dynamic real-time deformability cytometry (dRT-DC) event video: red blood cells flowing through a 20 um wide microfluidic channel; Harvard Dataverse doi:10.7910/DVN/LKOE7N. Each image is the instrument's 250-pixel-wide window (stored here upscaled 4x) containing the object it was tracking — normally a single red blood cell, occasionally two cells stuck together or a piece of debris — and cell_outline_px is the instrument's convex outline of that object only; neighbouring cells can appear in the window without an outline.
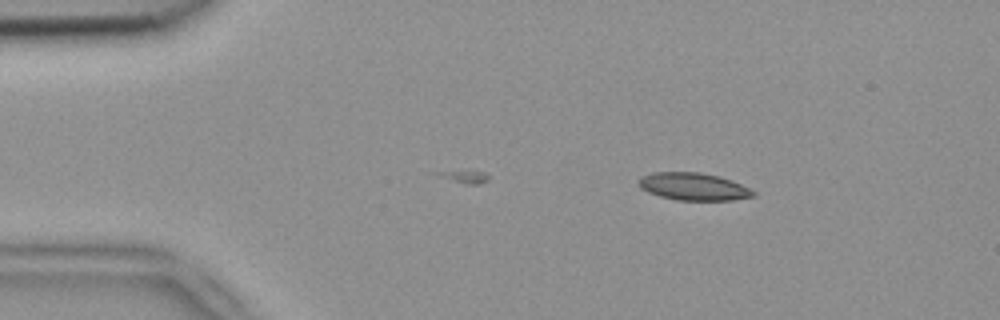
{"species": "common noctule bat (a hibernating species)", "species_latin": "Nyctalus noctula", "temperature_condition": "room temperature", "stored_images_in_passage": 3, "camera_frame_rate_fps": 3000, "um_per_image_px": 0.085, "animal": {"sex": "female", "body_mass_g": 18.4}, "frame": {"image": 1, "passage_image": 3, "time_ms": 0.667, "image_size_px": [1000, 320], "cell_outline_px": [[756, 196], [732, 200], [676, 200], [660, 196], [648, 192], [640, 188], [640, 176], [652, 172], [700, 172], [720, 176], [732, 180], [756, 192]], "centroid_in_image_um": [58.96, 15.85], "position_along_channel_um": 26.0, "area_um2": 18.38}}